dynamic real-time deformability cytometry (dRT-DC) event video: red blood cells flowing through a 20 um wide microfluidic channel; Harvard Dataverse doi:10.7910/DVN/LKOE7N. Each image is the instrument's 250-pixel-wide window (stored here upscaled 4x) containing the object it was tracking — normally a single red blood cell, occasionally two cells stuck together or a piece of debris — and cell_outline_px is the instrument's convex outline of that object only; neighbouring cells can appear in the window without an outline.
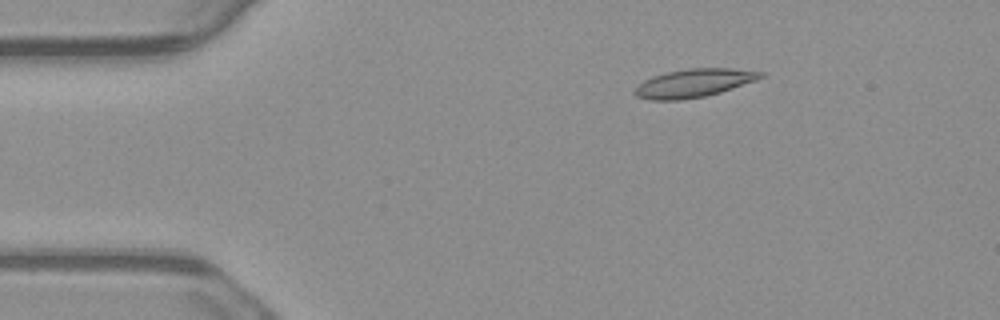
{"species": "common noctule bat (a hibernating species)", "species_latin": "Nyctalus noctula", "temperature_condition": "warm", "stored_images_in_passage": 2, "camera_frame_rate_fps": 3000, "um_per_image_px": 0.085, "animal": {"sex": "male", "body_mass_g": 23.1, "forearm_length_mm": 52.7}, "frame": {"image": 1, "passage_image": 2, "time_ms": 0.333, "image_size_px": [1000, 320], "cell_outline_px": [[764, 76], [756, 80], [720, 92], [704, 96], [680, 100], [652, 100], [636, 96], [632, 92], [644, 80], [652, 76], [668, 72], [688, 68], [732, 68], [764, 72]], "centroid_in_image_um": [58.97, 7.06], "position_along_channel_um": 26.0, "area_um2": 20.58}}